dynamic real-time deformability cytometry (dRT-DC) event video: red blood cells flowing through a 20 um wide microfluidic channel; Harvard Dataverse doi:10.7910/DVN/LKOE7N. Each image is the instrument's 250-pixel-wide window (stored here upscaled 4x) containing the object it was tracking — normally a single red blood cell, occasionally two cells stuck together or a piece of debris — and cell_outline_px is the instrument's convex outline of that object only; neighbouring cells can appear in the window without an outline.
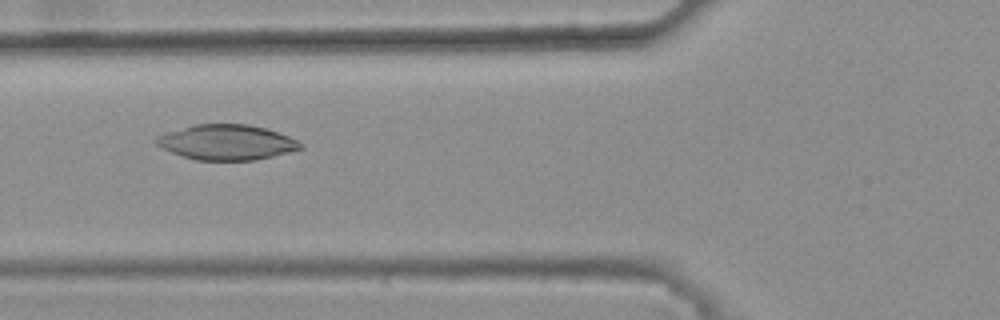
{"species": "common noctule bat (a hibernating species)", "species_latin": "Nyctalus noctula", "temperature_condition": "warm", "stored_images_in_passage": 33, "camera_frame_rate_fps": 3000, "um_per_image_px": 0.085, "animal": {"sex": "female", "body_mass_g": 25.1}, "frame": {"image": 1, "passage_image": 6, "time_ms": 1.667, "image_size_px": [1000, 320], "cell_outline_px": [[304, 148], [272, 156], [252, 160], [196, 160], [172, 152], [156, 144], [156, 136], [164, 132], [192, 124], [248, 124], [264, 128], [288, 136], [304, 144]], "centroid_in_image_um": [19.25, 12.08], "position_along_channel_um": 106.6, "area_um2": 29.42}}
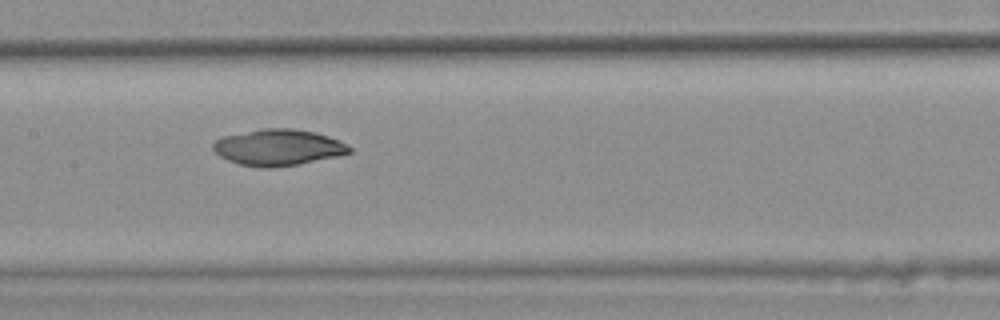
{"frame": {"image": 2, "passage_image": 12, "time_ms": 3.667, "image_size_px": [1000, 320], "cell_outline_px": [[352, 152], [336, 156], [296, 164], [268, 168], [260, 168], [240, 164], [228, 160], [220, 156], [212, 148], [212, 144], [216, 140], [224, 136], [260, 128], [292, 128], [316, 132], [328, 136], [348, 144], [352, 148]], "centroid_in_image_um": [23.64, 12.52], "position_along_channel_um": 183.8, "area_um2": 28.67}}
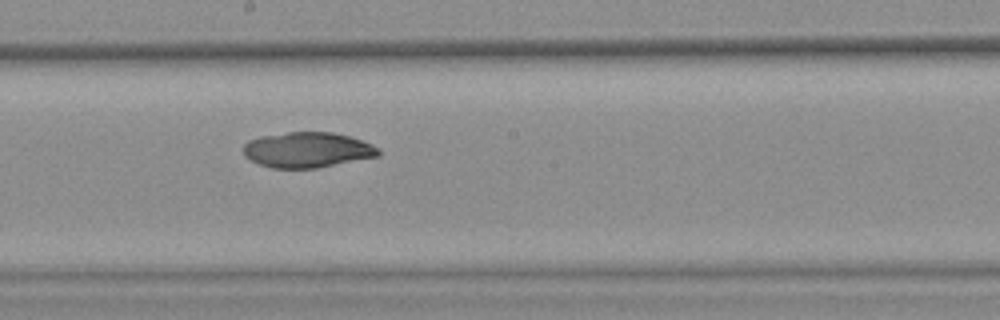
{"frame": {"image": 3, "passage_image": 15, "time_ms": 4.667, "image_size_px": [1000, 320], "cell_outline_px": [[380, 156], [316, 168], [272, 168], [260, 164], [244, 156], [244, 144], [248, 140], [260, 136], [288, 132], [332, 132], [352, 136], [372, 144], [380, 148]], "centroid_in_image_um": [26.16, 12.73], "position_along_channel_um": 222.0, "area_um2": 28.03}}